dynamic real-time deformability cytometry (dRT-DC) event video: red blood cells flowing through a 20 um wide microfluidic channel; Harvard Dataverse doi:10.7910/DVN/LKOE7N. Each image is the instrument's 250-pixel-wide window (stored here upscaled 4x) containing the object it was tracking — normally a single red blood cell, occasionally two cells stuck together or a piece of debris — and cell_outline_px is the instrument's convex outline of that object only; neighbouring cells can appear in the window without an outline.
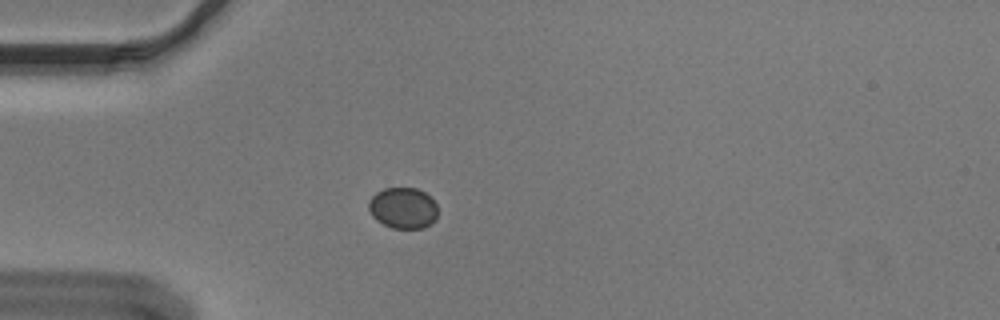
{"species": "Egyptian fruit bat (a non-hibernating species)", "species_latin": "Rousettus aegyptiacus", "temperature_condition": "cold", "stored_images_in_passage": 42, "camera_frame_rate_fps": 3000, "um_per_image_px": 0.085, "animal": {"sex": "male"}, "frame": {"image": 1, "passage_image": 2, "time_ms": 0.333, "image_size_px": [1000, 320], "cell_outline_px": [[436, 220], [432, 224], [424, 228], [392, 228], [376, 220], [372, 216], [368, 208], [368, 200], [376, 192], [384, 188], [416, 188], [424, 192], [436, 204]], "centroid_in_image_um": [34.24, 17.69], "position_along_channel_um": 50.8, "area_um2": 16.59}}
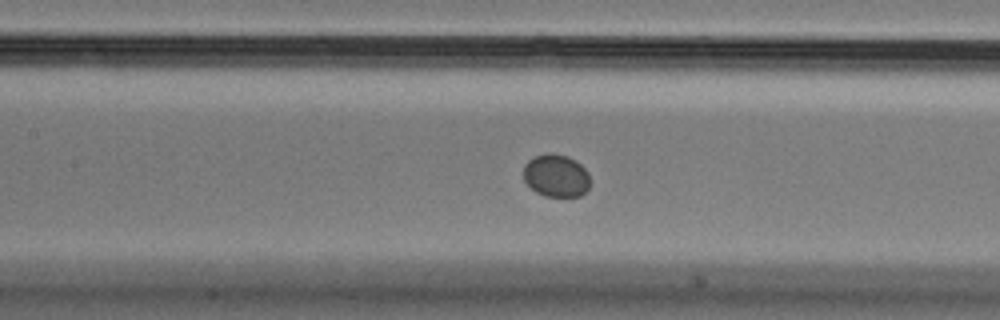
{"frame": {"image": 2, "passage_image": 12, "time_ms": 3.667, "image_size_px": [1000, 320], "cell_outline_px": [[588, 188], [580, 196], [544, 196], [536, 192], [524, 180], [524, 164], [528, 160], [536, 156], [552, 152], [568, 156], [580, 164], [588, 172]], "centroid_in_image_um": [47.25, 14.92], "position_along_channel_um": 160.1, "area_um2": 16.42}}
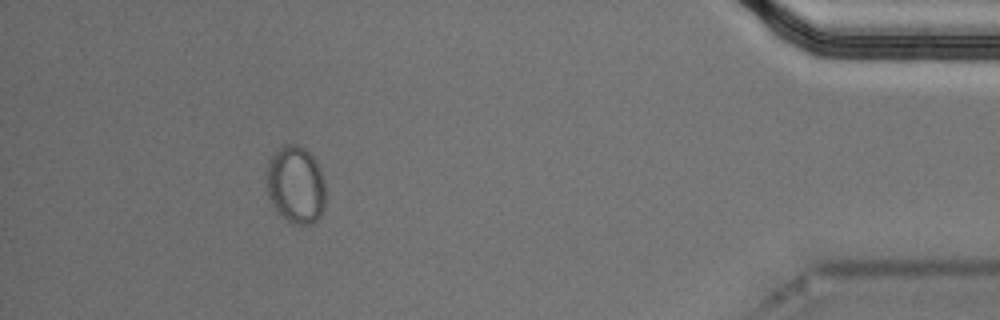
{"frame": {"image": 3, "passage_image": 37, "time_ms": 12.0, "image_size_px": [1000, 320], "cell_outline_px": [[324, 208], [320, 216], [312, 224], [292, 224], [272, 204], [268, 196], [264, 184], [264, 172], [268, 160], [276, 148], [284, 144], [296, 144], [304, 148], [316, 160], [320, 168], [324, 180]], "centroid_in_image_um": [25.08, 15.66], "position_along_channel_um": 410.1, "area_um2": 27.22}}